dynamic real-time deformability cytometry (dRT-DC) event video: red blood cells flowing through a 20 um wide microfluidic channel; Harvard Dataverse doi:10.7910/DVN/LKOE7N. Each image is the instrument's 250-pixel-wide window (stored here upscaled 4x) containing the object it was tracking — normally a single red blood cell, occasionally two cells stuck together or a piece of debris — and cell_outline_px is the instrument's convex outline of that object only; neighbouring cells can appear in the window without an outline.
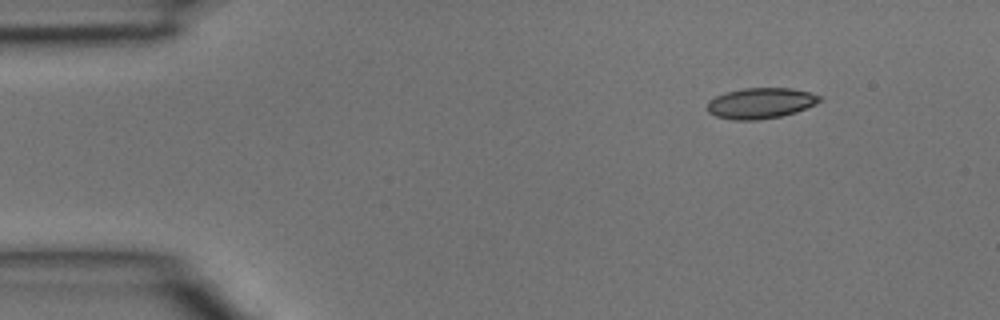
{"species": "common noctule bat (a hibernating species)", "species_latin": "Nyctalus noctula", "temperature_condition": "room temperature", "stored_images_in_passage": 4, "segment_of_instrument_passage": [1, 2], "camera_frame_rate_fps": 3000, "um_per_image_px": 0.085, "animal": {"sex": "male", "body_mass_g": 15.6}, "frame": {"image": 1, "passage_image": 1, "time_ms": 0.0, "image_size_px": [1000, 320], "cell_outline_px": [[824, 100], [816, 104], [796, 112], [780, 116], [756, 120], [732, 120], [716, 116], [708, 112], [704, 108], [708, 100], [716, 96], [728, 92], [744, 88], [792, 88], [824, 96]], "centroid_in_image_um": [64.66, 8.77], "position_along_channel_um": 20.3, "area_um2": 20.35}}
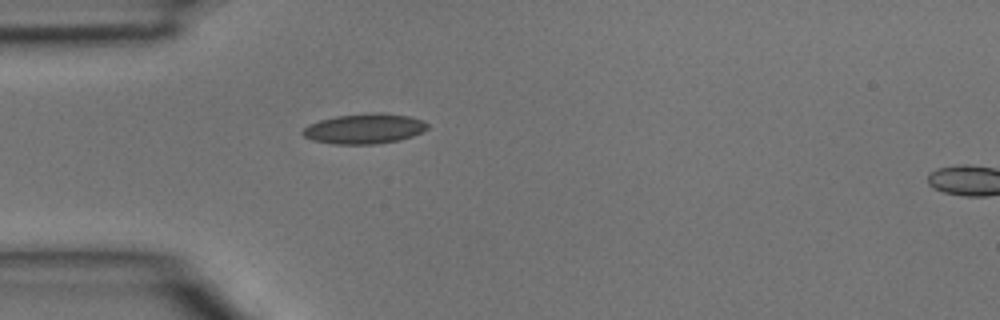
{"frame": {"image": 2, "passage_image": 3, "time_ms": 0.667, "image_size_px": [1000, 320], "cell_outline_px": [[428, 128], [424, 132], [400, 140], [376, 144], [332, 144], [312, 140], [304, 136], [300, 132], [308, 124], [320, 120], [336, 116], [372, 112], [380, 112], [408, 116], [420, 120], [428, 124]], "centroid_in_image_um": [30.96, 10.94], "position_along_channel_um": 54.0, "area_um2": 22.02}}